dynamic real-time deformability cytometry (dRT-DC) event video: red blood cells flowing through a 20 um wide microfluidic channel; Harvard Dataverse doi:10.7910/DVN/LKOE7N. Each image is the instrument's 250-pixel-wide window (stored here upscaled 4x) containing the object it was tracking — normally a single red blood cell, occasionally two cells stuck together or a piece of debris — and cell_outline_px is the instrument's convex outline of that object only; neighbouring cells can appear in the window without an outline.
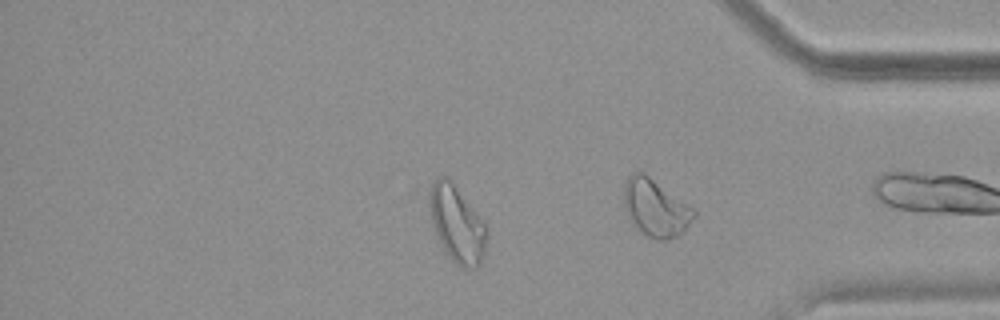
{"species": "common noctule bat (a hibernating species)", "species_latin": "Nyctalus noctula", "temperature_condition": "warm", "stored_images_in_passage": 35, "camera_frame_rate_fps": 3000, "um_per_image_px": 0.085, "animal": {"sex": "female", "body_mass_g": 18.4}, "frame": {"image": 1, "passage_image": 26, "time_ms": 8.333, "image_size_px": [1000, 320], "cell_outline_px": [[488, 232], [484, 256], [480, 264], [476, 268], [464, 268], [456, 264], [448, 256], [412, 196], [416, 188], [440, 176], [448, 176], [452, 180], [484, 224]], "centroid_in_image_um": [38.5, 18.81], "position_along_channel_um": 396.7, "area_um2": 28.96}, "authors_computed_cell_mechanics": {"area_um2": 19.652, "velocity_mm_per_s": 3.7471, "shape_relaxation_time_tau1_ms": null, "shape_relaxation_time_tau2_ms": 1.7969, "deformation_change_tau1": null, "deformation_change_tau2": 0.0981}}